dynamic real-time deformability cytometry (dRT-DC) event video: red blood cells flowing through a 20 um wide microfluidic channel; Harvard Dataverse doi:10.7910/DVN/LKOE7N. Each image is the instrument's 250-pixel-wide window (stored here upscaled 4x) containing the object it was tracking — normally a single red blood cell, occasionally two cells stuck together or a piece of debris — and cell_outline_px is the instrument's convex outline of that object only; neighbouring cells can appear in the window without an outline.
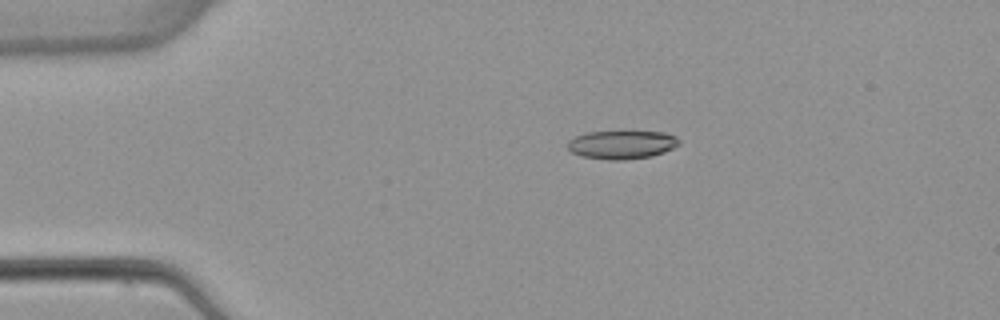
{"species": "common noctule bat (a hibernating species)", "species_latin": "Nyctalus noctula", "temperature_condition": "warm", "stored_images_in_passage": 5, "camera_frame_rate_fps": 3000, "um_per_image_px": 0.085, "animal": {"sex": "female", "body_mass_g": 22.7, "forearm_length_mm": 54.2}, "frame": {"image": 1, "passage_image": 3, "time_ms": 2.667, "image_size_px": [1000, 320], "cell_outline_px": [[680, 144], [664, 152], [652, 156], [624, 160], [608, 160], [584, 156], [572, 152], [568, 148], [568, 140], [584, 132], [664, 132], [676, 136], [680, 140]], "centroid_in_image_um": [52.87, 12.29], "position_along_channel_um": 32.1, "area_um2": 18.38}}
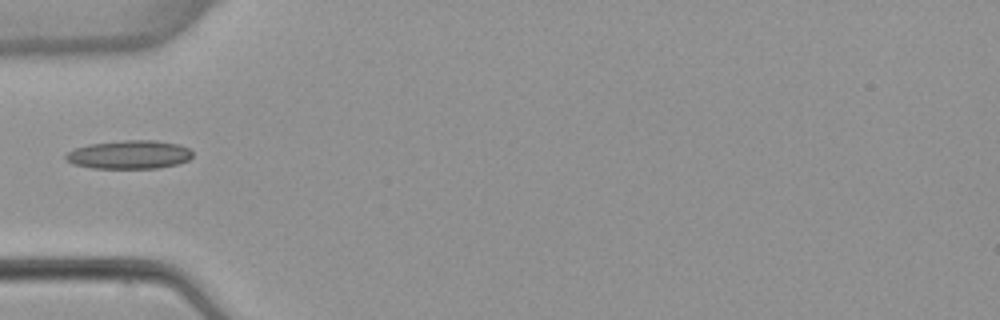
{"frame": {"image": 2, "passage_image": 5, "time_ms": 5.0, "image_size_px": [1000, 320], "cell_outline_px": [[192, 156], [188, 160], [176, 164], [156, 168], [92, 168], [72, 164], [64, 156], [68, 152], [76, 148], [88, 144], [124, 140], [156, 140], [180, 144], [188, 148], [192, 152]], "centroid_in_image_um": [10.99, 13.13], "position_along_channel_um": 74.0, "area_um2": 21.04}}